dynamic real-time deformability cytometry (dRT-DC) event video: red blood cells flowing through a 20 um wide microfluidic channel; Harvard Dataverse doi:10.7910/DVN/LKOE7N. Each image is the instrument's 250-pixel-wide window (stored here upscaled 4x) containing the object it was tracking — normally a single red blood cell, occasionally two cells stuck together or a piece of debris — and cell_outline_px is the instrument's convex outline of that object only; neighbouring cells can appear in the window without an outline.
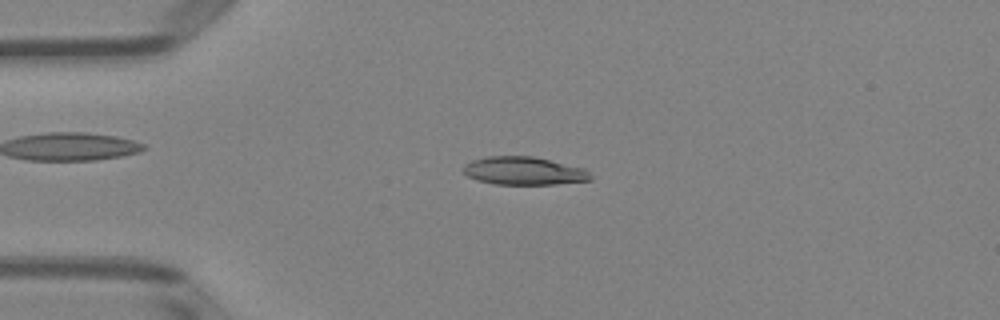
{"species": "Egyptian fruit bat (a non-hibernating species)", "species_latin": "Rousettus aegyptiacus", "temperature_condition": "room temperature", "stored_images_in_passage": 39, "camera_frame_rate_fps": 3000, "um_per_image_px": 0.085, "animal": {"sex": "female"}, "frame": {"image": 1, "passage_image": 1, "time_ms": 0.0, "image_size_px": [1000, 320], "cell_outline_px": [[592, 180], [556, 184], [496, 184], [476, 180], [468, 176], [464, 172], [464, 164], [472, 160], [488, 156], [532, 156], [584, 168], [592, 176]], "centroid_in_image_um": [44.52, 14.52], "position_along_channel_um": 40.5, "area_um2": 20.69}}
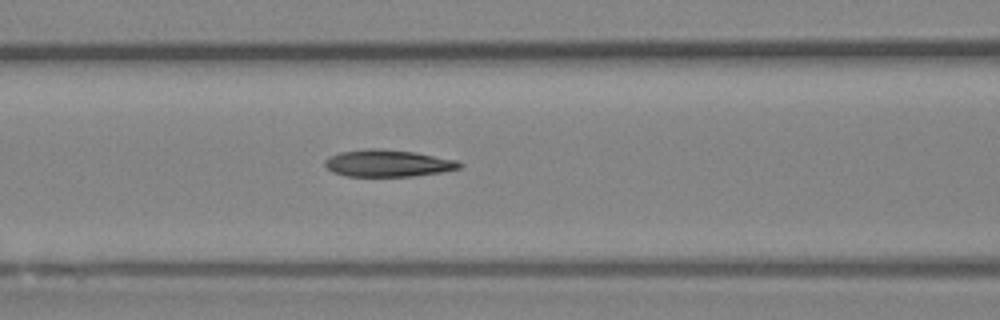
{"frame": {"image": 2, "passage_image": 10, "time_ms": 3.0, "image_size_px": [1000, 320], "cell_outline_px": [[464, 164], [460, 168], [444, 172], [416, 176], [348, 176], [332, 172], [324, 164], [324, 160], [328, 156], [340, 152], [368, 148], [380, 148], [416, 152], [456, 160]], "centroid_in_image_um": [32.98, 13.87], "position_along_channel_um": 133.6, "area_um2": 21.39}}
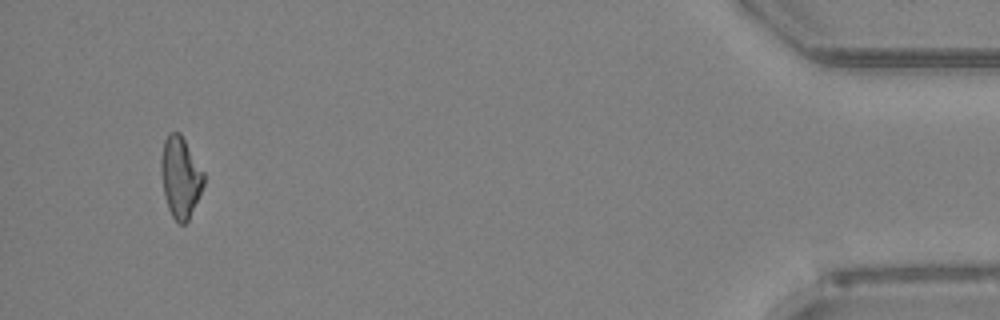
{"frame": {"image": 3, "passage_image": 37, "time_ms": 12.0, "image_size_px": [1000, 320], "cell_outline_px": [[204, 184], [188, 220], [184, 224], [180, 224], [172, 216], [168, 208], [164, 196], [160, 172], [160, 160], [164, 140], [168, 132], [180, 132], [204, 172]], "centroid_in_image_um": [15.31, 15.03], "position_along_channel_um": 419.9, "area_um2": 20.17}, "authors_computed_cell_mechanics": {"area_um2": 20.6924, "velocity_mm_per_s": 4.0022, "shape_relaxation_time_tau1_ms": null, "shape_relaxation_time_tau2_ms": 7.8206, "deformation_change_tau1": null, "deformation_change_tau2": 0.1733}}